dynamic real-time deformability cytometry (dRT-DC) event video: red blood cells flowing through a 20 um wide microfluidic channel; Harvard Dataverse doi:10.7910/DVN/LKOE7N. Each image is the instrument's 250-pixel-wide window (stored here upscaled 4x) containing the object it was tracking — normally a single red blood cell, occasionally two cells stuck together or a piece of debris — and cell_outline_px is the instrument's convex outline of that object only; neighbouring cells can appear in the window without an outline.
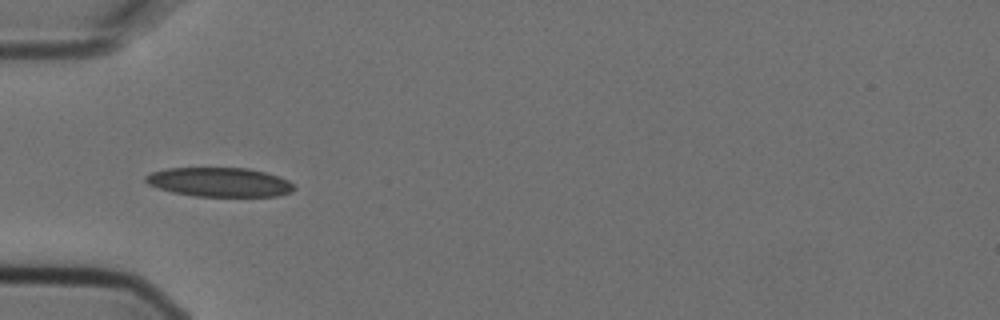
{"species": "Egyptian fruit bat (a non-hibernating species)", "species_latin": "Rousettus aegyptiacus", "temperature_condition": "cold", "stored_images_in_passage": 7, "camera_frame_rate_fps": 3000, "um_per_image_px": 0.085, "animal": {"sex": "female"}, "frame": {"image": 1, "passage_image": 5, "time_ms": 1.333, "image_size_px": [1000, 320], "cell_outline_px": [[296, 188], [292, 192], [276, 196], [192, 196], [172, 192], [148, 184], [144, 180], [144, 176], [152, 172], [168, 168], [248, 168], [280, 176], [288, 180]], "centroid_in_image_um": [18.66, 15.48], "position_along_channel_um": 66.3, "area_um2": 25.26}}
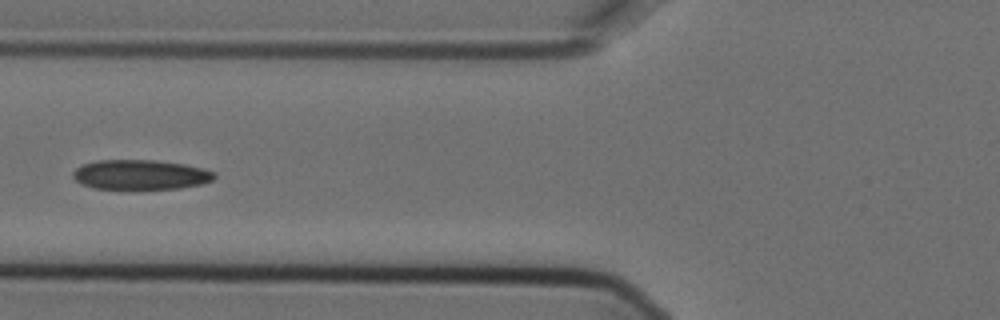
{"frame": {"image": 2, "passage_image": 6, "time_ms": 1.667, "image_size_px": [1000, 320], "cell_outline_px": [[216, 176], [212, 180], [200, 184], [180, 188], [92, 188], [80, 184], [72, 176], [72, 172], [76, 168], [84, 164], [96, 160], [152, 160], [184, 164], [216, 172]], "centroid_in_image_um": [11.91, 14.84], "position_along_channel_um": 113.9, "area_um2": 24.28}}
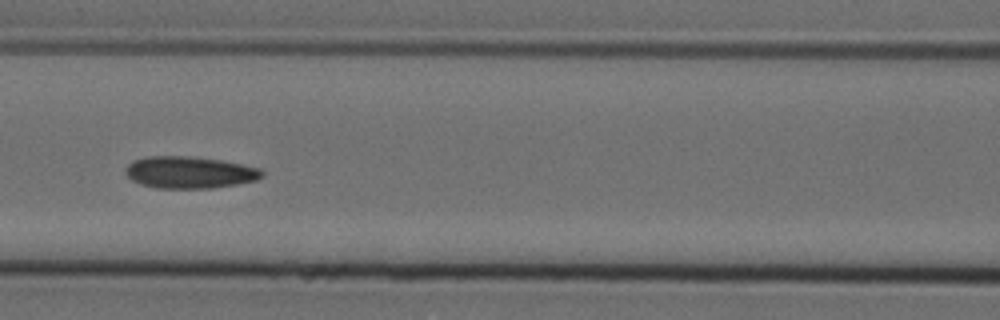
{"frame": {"image": 3, "passage_image": 7, "time_ms": 2.0, "image_size_px": [1000, 320], "cell_outline_px": [[264, 176], [256, 180], [236, 184], [212, 188], [156, 188], [140, 184], [132, 180], [124, 172], [128, 164], [136, 160], [148, 156], [188, 156], [220, 160], [260, 168], [264, 172]], "centroid_in_image_um": [16.11, 14.66], "position_along_channel_um": 150.5, "area_um2": 25.26}}